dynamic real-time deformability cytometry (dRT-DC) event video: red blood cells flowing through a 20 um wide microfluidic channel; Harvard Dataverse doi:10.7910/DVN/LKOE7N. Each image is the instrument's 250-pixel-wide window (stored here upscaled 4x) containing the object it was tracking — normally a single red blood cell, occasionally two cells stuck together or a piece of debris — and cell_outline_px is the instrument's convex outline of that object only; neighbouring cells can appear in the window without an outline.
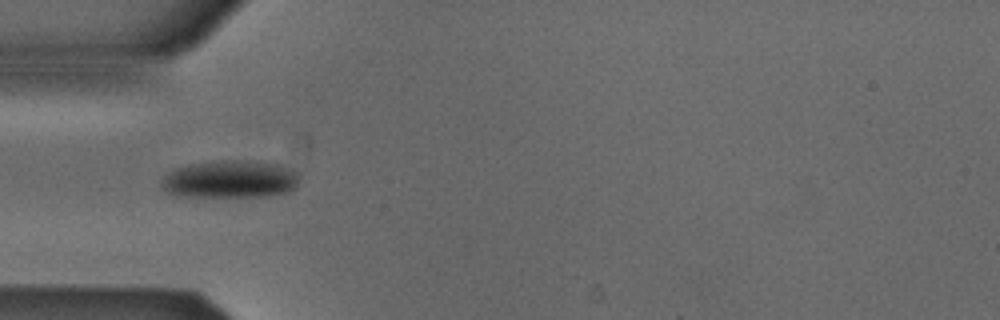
{"species": "Egyptian fruit bat (a non-hibernating species)", "species_latin": "Rousettus aegyptiacus", "temperature_condition": "cold", "stored_images_in_passage": 6, "camera_frame_rate_fps": 3000, "um_per_image_px": 0.085, "animal": {"sex": "male"}, "frame": {"image": 1, "passage_image": 4, "time_ms": 1.0, "image_size_px": [1000, 320], "cell_outline_px": [[300, 180], [296, 188], [288, 192], [264, 196], [176, 196], [160, 188], [160, 180], [172, 168], [188, 164], [220, 160], [236, 160], [276, 164], [300, 172]], "centroid_in_image_um": [19.53, 15.23], "position_along_channel_um": 65.5, "area_um2": 30.58}}
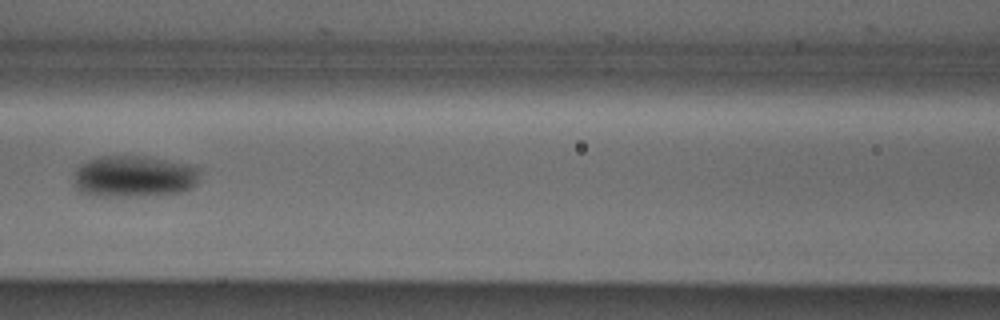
{"frame": {"image": 2, "passage_image": 6, "time_ms": 1.667, "image_size_px": [1000, 320], "cell_outline_px": [[200, 172], [196, 184], [192, 188], [180, 192], [144, 196], [96, 196], [80, 192], [76, 188], [72, 180], [76, 168], [80, 164], [88, 160], [100, 156], [148, 156], [192, 164], [200, 168]], "centroid_in_image_um": [11.39, 14.99], "position_along_channel_um": 155.2, "area_um2": 31.21}}